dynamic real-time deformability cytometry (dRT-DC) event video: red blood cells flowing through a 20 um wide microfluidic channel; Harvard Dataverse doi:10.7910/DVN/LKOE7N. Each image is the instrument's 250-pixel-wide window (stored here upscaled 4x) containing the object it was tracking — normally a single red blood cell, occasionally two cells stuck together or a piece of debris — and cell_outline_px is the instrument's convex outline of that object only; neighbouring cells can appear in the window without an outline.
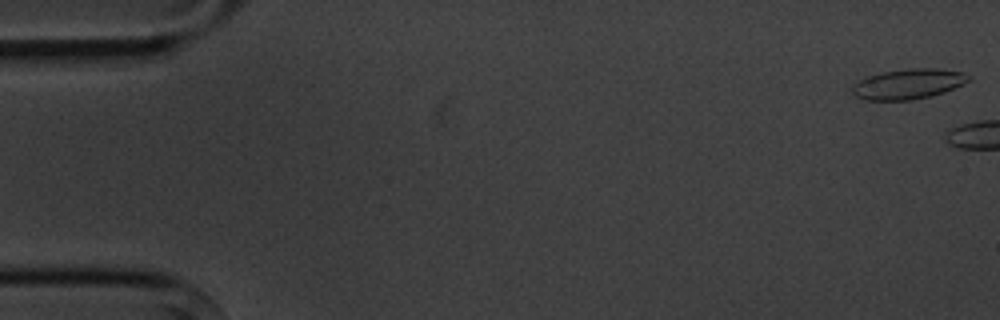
{"species": "common noctule bat (a hibernating species)", "species_latin": "Nyctalus noctula", "temperature_condition": "cold", "stored_images_in_passage": 7, "camera_frame_rate_fps": 3000, "um_per_image_px": 0.085, "animal": {"sex": "male", "body_mass_g": 20.1, "forearm_length_mm": 53.5}, "frame": {"image": 1, "passage_image": 1, "time_ms": 0.0, "image_size_px": [1000, 320], "cell_outline_px": [[972, 80], [964, 84], [944, 92], [932, 96], [912, 100], [864, 100], [856, 96], [852, 92], [852, 84], [856, 80], [864, 76], [884, 72], [908, 68], [936, 68], [964, 72], [972, 76]], "centroid_in_image_um": [77.21, 7.13], "position_along_channel_um": 7.8, "area_um2": 20.92}}